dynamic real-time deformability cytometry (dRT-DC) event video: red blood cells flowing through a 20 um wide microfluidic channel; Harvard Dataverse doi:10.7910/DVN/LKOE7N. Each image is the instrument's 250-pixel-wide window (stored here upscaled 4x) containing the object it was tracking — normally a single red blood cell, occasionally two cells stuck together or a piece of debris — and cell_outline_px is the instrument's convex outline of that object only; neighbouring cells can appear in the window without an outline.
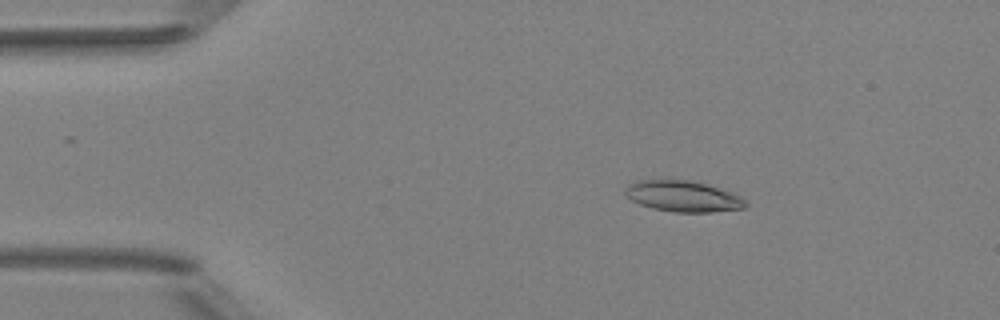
{"species": "Egyptian fruit bat (a non-hibernating species)", "species_latin": "Rousettus aegyptiacus", "temperature_condition": "room temperature", "stored_images_in_passage": 6, "camera_frame_rate_fps": 3000, "um_per_image_px": 0.085, "animal": {"sex": "female"}, "frame": {"image": 1, "passage_image": 3, "time_ms": 2.333, "image_size_px": [1000, 320], "cell_outline_px": [[748, 204], [744, 208], [712, 212], [672, 212], [652, 208], [640, 204], [632, 200], [624, 192], [624, 188], [628, 184], [636, 180], [664, 176], [668, 176], [708, 184], [732, 192], [740, 196]], "centroid_in_image_um": [57.99, 16.63], "position_along_channel_um": 27.0, "area_um2": 22.6}}
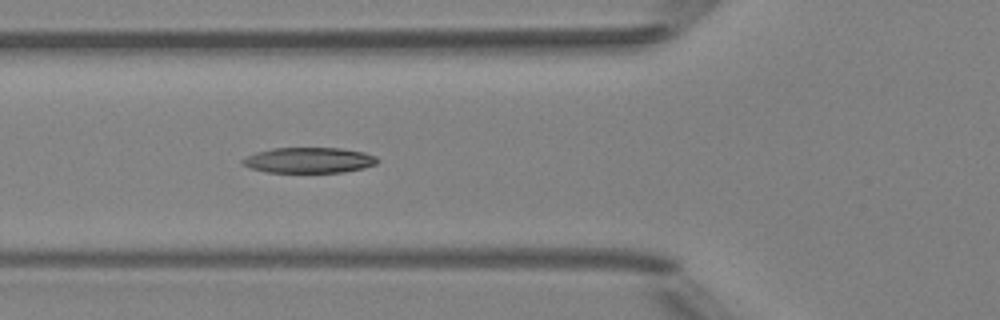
{"frame": {"image": 2, "passage_image": 6, "time_ms": 5.667, "image_size_px": [1000, 320], "cell_outline_px": [[380, 160], [376, 164], [364, 168], [344, 172], [268, 172], [248, 168], [240, 164], [240, 160], [244, 156], [256, 152], [272, 148], [340, 148], [364, 152], [376, 156]], "centroid_in_image_um": [26.22, 13.61], "position_along_channel_um": 99.6, "area_um2": 20.35}}